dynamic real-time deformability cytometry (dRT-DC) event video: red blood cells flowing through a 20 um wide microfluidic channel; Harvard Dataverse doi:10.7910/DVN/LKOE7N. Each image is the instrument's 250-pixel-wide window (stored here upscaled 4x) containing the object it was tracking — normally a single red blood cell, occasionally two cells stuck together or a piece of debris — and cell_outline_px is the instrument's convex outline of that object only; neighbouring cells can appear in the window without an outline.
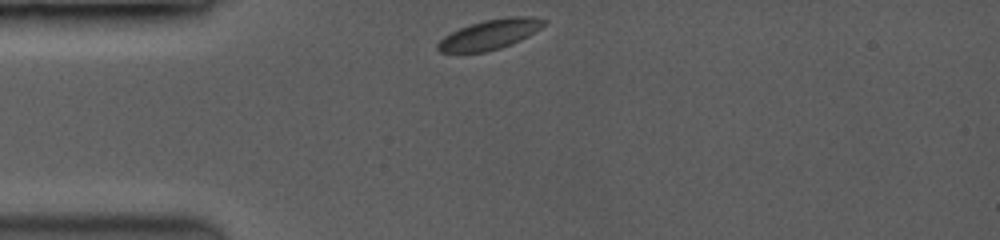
{"species": "common noctule bat (a hibernating species)", "species_latin": "Nyctalus noctula", "temperature_condition": "room temperature", "stored_images_in_passage": 10, "camera_frame_rate_fps": 3500, "um_per_image_px": 0.085, "animal": {"sex": "female", "body_mass_g": 19.0, "forearm_length_mm": 53.3}, "frame": {"image": 1, "passage_image": 1, "time_ms": 0.0, "image_size_px": [1000, 240], "cell_outline_px": [[548, 20], [540, 28], [520, 40], [500, 48], [484, 52], [440, 52], [436, 48], [436, 44], [444, 36], [460, 28], [484, 20], [504, 16], [532, 16]], "centroid_in_image_um": [41.64, 2.91], "position_along_channel_um": 43.4, "area_um2": 18.32}}
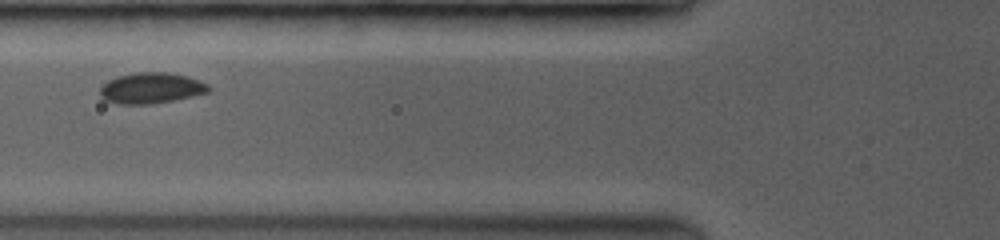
{"frame": {"image": 2, "passage_image": 6, "time_ms": 2.286, "image_size_px": [1000, 240], "cell_outline_px": [[208, 92], [172, 100], [144, 104], [120, 104], [104, 100], [100, 96], [100, 88], [108, 80], [116, 76], [136, 72], [168, 72], [188, 76], [208, 84]], "centroid_in_image_um": [12.79, 7.47], "position_along_channel_um": 113.0, "area_um2": 19.31}}
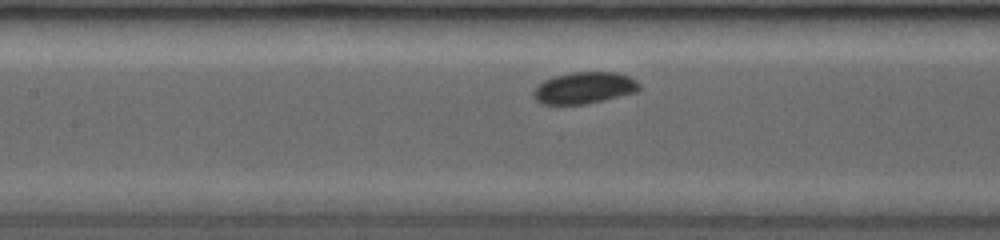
{"frame": {"image": 3, "passage_image": 9, "time_ms": 3.429, "image_size_px": [1000, 240], "cell_outline_px": [[640, 88], [636, 92], [584, 104], [544, 104], [536, 100], [532, 92], [544, 80], [568, 72], [616, 72], [628, 76], [636, 80], [640, 84]], "centroid_in_image_um": [49.67, 7.46], "position_along_channel_um": 157.7, "area_um2": 19.25}}